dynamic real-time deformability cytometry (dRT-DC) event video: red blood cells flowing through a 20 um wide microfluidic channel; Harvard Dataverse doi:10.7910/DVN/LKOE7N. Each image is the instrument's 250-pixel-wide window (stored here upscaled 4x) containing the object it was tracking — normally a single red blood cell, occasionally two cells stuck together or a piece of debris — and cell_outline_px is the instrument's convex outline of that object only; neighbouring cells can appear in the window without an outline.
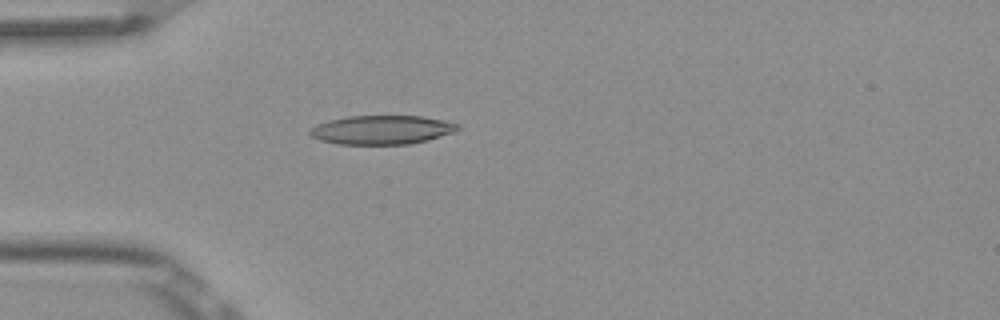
{"species": "Egyptian fruit bat (a non-hibernating species)", "species_latin": "Rousettus aegyptiacus", "temperature_condition": "room temperature", "stored_images_in_passage": 4, "camera_frame_rate_fps": 3000, "um_per_image_px": 0.085, "frame": {"image": 1, "passage_image": 4, "time_ms": 1.0, "image_size_px": [1000, 320], "cell_outline_px": [[460, 128], [456, 132], [428, 140], [408, 144], [340, 144], [320, 140], [312, 136], [308, 132], [316, 124], [328, 120], [348, 116], [420, 116], [460, 124]], "centroid_in_image_um": [32.46, 11.04], "position_along_channel_um": 52.5, "area_um2": 24.85}}